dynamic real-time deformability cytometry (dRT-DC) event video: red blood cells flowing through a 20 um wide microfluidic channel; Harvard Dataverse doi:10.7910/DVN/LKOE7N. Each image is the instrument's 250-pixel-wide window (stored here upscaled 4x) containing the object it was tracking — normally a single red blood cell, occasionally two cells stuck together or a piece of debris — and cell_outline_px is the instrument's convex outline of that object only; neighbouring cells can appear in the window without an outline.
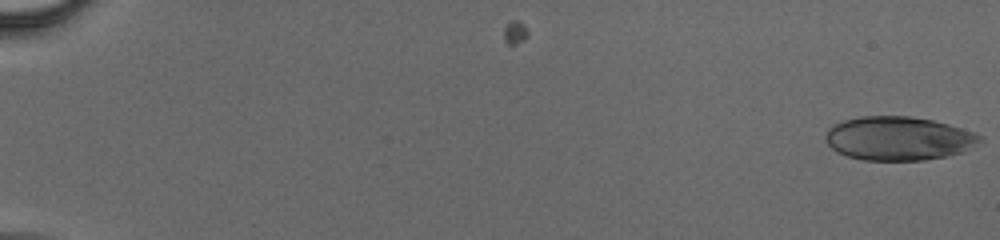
{"species": "human", "species_latin": "Homo sapiens", "temperature_condition": "cold", "stored_images_in_passage": 2, "camera_frame_rate_fps": 3000, "um_per_image_px": 0.085, "donor": {"sex": "male"}, "frame": {"image": 1, "passage_image": 2, "time_ms": 0.333, "image_size_px": [1000, 240], "cell_outline_px": [[984, 140], [964, 152], [924, 160], [860, 160], [836, 152], [824, 140], [824, 136], [828, 128], [832, 124], [844, 120], [860, 116], [912, 116], [932, 120], [948, 124], [976, 132], [984, 136]], "centroid_in_image_um": [76.38, 11.76], "position_along_channel_um": 8.6, "area_um2": 39.82}}